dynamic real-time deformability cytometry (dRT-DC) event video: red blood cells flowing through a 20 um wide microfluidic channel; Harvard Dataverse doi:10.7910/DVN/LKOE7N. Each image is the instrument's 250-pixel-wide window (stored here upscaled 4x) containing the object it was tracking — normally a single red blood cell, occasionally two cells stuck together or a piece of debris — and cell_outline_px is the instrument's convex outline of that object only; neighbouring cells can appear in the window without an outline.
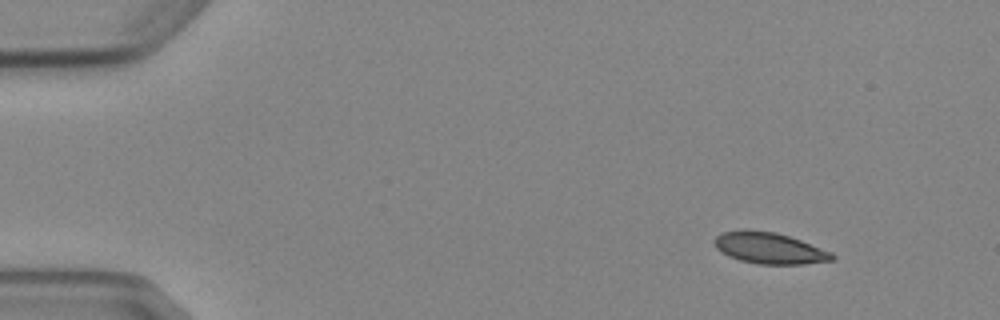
{"species": "Egyptian fruit bat (a non-hibernating species)", "species_latin": "Rousettus aegyptiacus", "temperature_condition": "cold", "stored_images_in_passage": 5, "camera_frame_rate_fps": 3000, "um_per_image_px": 0.085, "animal": {"sex": "female"}, "frame": {"image": 1, "passage_image": 1, "time_ms": 0.0, "image_size_px": [1000, 320], "cell_outline_px": [[836, 256], [832, 260], [804, 264], [760, 264], [740, 260], [728, 256], [720, 252], [716, 248], [712, 240], [720, 232], [744, 228], [748, 228], [776, 232], [800, 240], [832, 252]], "centroid_in_image_um": [65.33, 21.06], "position_along_channel_um": 19.7, "area_um2": 21.79}}
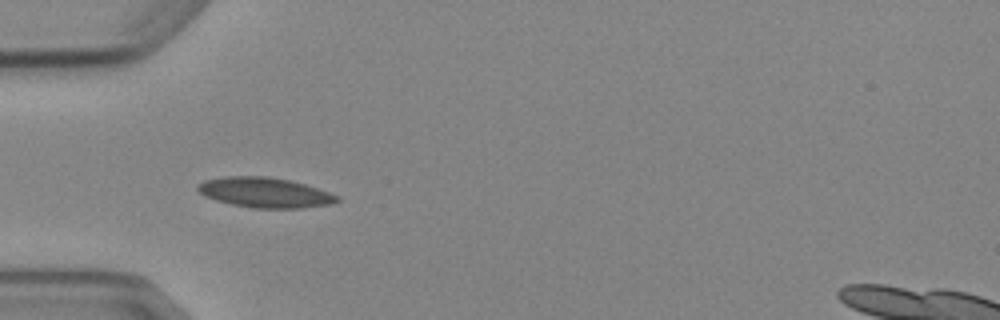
{"frame": {"image": 2, "passage_image": 4, "time_ms": 3.667, "image_size_px": [1000, 320], "cell_outline_px": [[340, 200], [332, 204], [304, 208], [252, 208], [232, 204], [216, 200], [204, 196], [196, 188], [204, 180], [224, 176], [268, 176], [288, 180], [304, 184], [340, 196]], "centroid_in_image_um": [22.52, 16.37], "position_along_channel_um": 62.5, "area_um2": 24.39}}
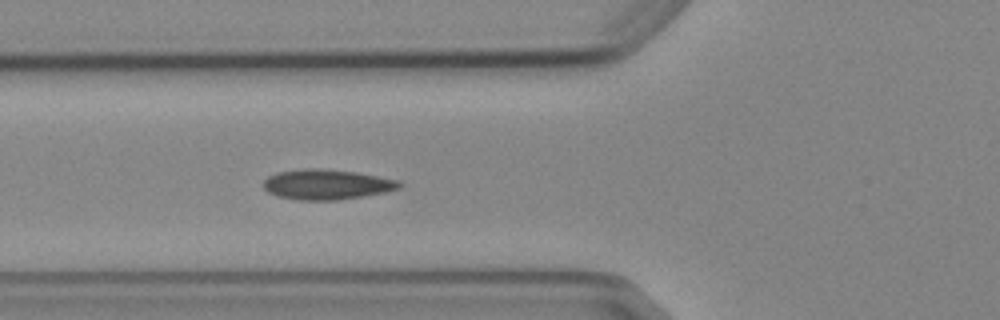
{"frame": {"image": 3, "passage_image": 5, "time_ms": 4.667, "image_size_px": [1000, 320], "cell_outline_px": [[404, 184], [400, 188], [388, 192], [336, 200], [300, 200], [276, 196], [268, 192], [264, 188], [264, 180], [268, 176], [276, 172], [304, 168], [320, 168], [356, 172], [400, 180]], "centroid_in_image_um": [27.79, 15.67], "position_along_channel_um": 98.0, "area_um2": 24.1}}